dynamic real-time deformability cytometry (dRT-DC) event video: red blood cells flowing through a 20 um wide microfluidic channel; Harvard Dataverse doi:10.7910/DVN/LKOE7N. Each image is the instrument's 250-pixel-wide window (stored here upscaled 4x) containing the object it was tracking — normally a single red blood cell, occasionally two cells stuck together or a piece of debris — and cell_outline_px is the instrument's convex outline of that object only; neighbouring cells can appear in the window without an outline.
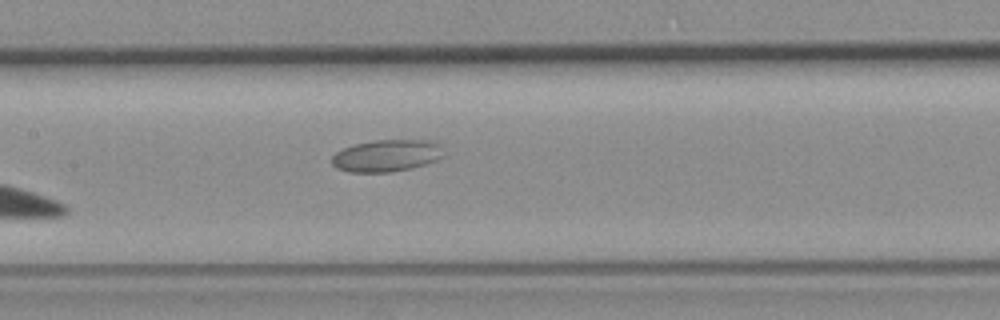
{"species": "common noctule bat (a hibernating species)", "species_latin": "Nyctalus noctula", "temperature_condition": "room temperature", "stored_images_in_passage": 7, "camera_frame_rate_fps": 3000, "um_per_image_px": 0.085, "animal": {"sex": "female", "body_mass_g": 19.3, "forearm_length_mm": 54.1}, "frame": {"image": 1, "passage_image": 7, "time_ms": 7.667, "image_size_px": [1000, 320], "cell_outline_px": [[444, 156], [436, 160], [412, 168], [392, 172], [348, 172], [336, 168], [332, 164], [332, 156], [336, 152], [352, 144], [376, 140], [436, 140], [440, 144]], "centroid_in_image_um": [32.87, 13.22], "position_along_channel_um": 174.5, "area_um2": 21.04}}